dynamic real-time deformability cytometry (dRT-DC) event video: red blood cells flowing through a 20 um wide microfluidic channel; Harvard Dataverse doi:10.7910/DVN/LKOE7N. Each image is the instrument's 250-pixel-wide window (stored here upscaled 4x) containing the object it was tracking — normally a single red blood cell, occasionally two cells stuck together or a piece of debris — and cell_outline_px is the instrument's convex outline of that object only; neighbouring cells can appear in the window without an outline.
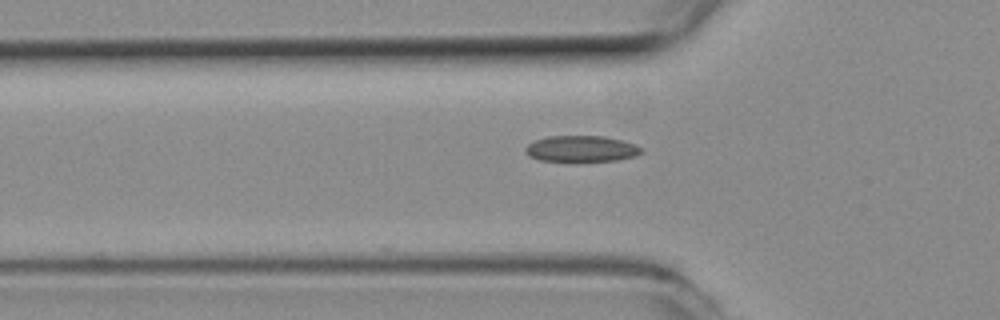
{"species": "common noctule bat (a hibernating species)", "species_latin": "Nyctalus noctula", "temperature_condition": "room temperature", "stored_images_in_passage": 34, "camera_frame_rate_fps": 3000, "um_per_image_px": 0.085, "animal": {"sex": "female", "body_mass_g": 19.3, "forearm_length_mm": 54.1}, "frame": {"image": 1, "passage_image": 2, "time_ms": 0.333, "image_size_px": [1000, 320], "cell_outline_px": [[644, 152], [636, 156], [616, 160], [540, 160], [528, 156], [524, 152], [524, 148], [528, 144], [536, 140], [548, 136], [604, 136], [636, 144]], "centroid_in_image_um": [49.4, 12.63], "position_along_channel_um": 76.4, "area_um2": 17.4}}
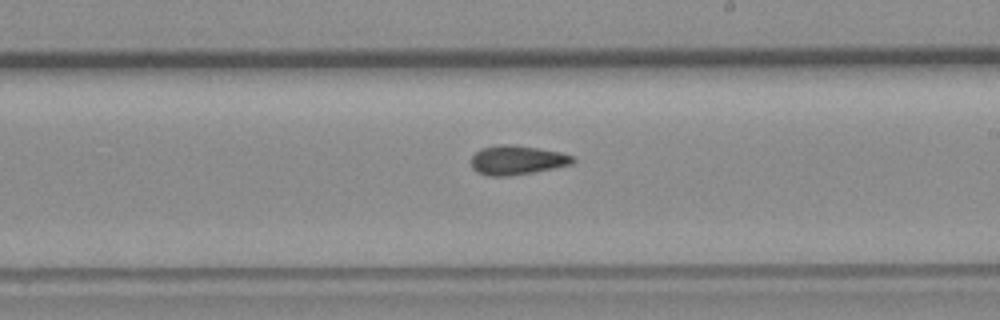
{"frame": {"image": 2, "passage_image": 15, "time_ms": 4.667, "image_size_px": [1000, 320], "cell_outline_px": [[576, 160], [572, 164], [532, 172], [508, 176], [488, 176], [476, 172], [472, 168], [472, 156], [480, 148], [500, 144], [508, 144], [536, 148], [560, 152], [572, 156]], "centroid_in_image_um": [43.91, 13.61], "position_along_channel_um": 245.1, "area_um2": 17.17}}
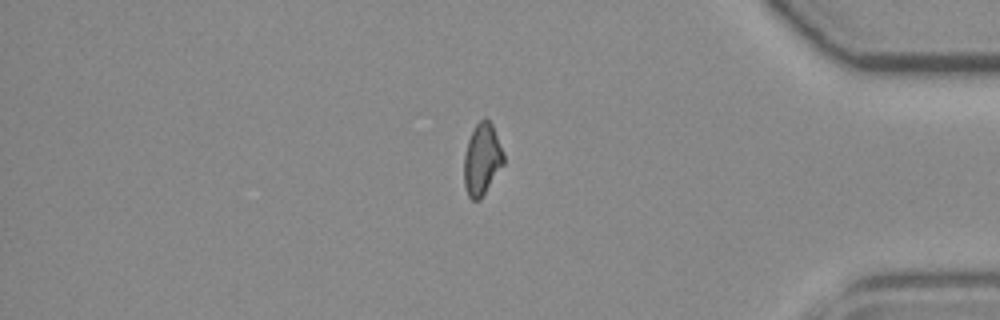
{"frame": {"image": 3, "passage_image": 29, "time_ms": 9.333, "image_size_px": [1000, 320], "cell_outline_px": [[504, 164], [480, 200], [472, 200], [468, 196], [464, 184], [464, 156], [468, 140], [476, 124], [484, 116], [492, 124], [504, 152]], "centroid_in_image_um": [40.98, 13.55], "position_along_channel_um": 394.2, "area_um2": 16.59}}